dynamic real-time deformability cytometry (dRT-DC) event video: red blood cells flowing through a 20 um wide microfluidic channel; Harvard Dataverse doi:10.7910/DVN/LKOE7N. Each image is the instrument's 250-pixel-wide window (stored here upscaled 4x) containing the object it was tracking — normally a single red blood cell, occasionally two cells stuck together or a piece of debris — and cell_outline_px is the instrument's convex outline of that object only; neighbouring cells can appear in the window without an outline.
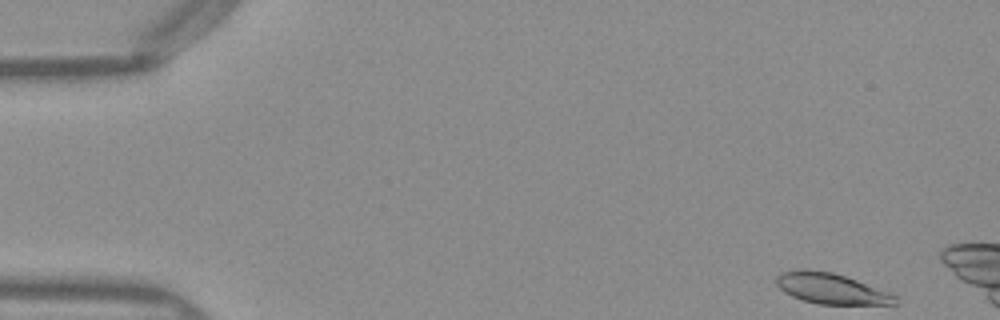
{"species": "Egyptian fruit bat (a non-hibernating species)", "species_latin": "Rousettus aegyptiacus", "temperature_condition": "warm", "stored_images_in_passage": 9, "camera_frame_rate_fps": 3000, "um_per_image_px": 0.085, "frame": {"image": 1, "passage_image": 1, "time_ms": 0.0, "image_size_px": [1000, 320], "cell_outline_px": [[896, 304], [820, 304], [804, 300], [792, 296], [784, 292], [776, 284], [776, 276], [780, 272], [800, 268], [808, 268], [832, 272], [856, 280], [888, 292], [896, 296]], "centroid_in_image_um": [70.57, 24.5], "position_along_channel_um": 14.4, "area_um2": 21.1}}